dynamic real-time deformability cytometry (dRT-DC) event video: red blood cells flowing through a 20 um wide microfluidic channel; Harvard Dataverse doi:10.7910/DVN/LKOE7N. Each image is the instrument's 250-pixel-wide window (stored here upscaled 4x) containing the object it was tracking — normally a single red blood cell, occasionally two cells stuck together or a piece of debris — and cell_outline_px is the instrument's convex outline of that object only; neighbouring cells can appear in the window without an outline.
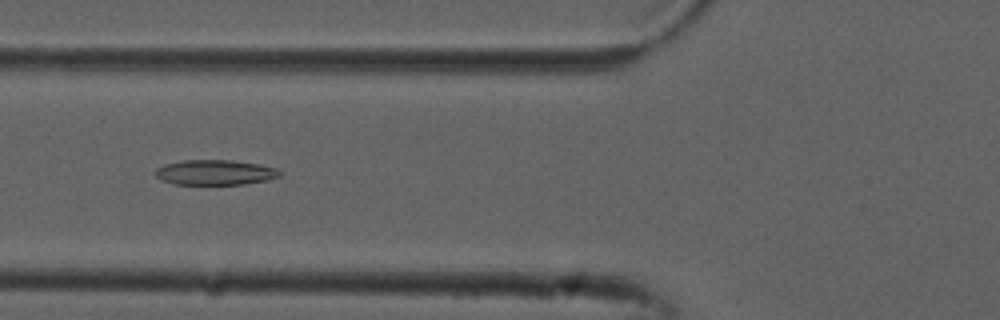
{"species": "common noctule bat (a hibernating species)", "species_latin": "Nyctalus noctula", "temperature_condition": "cold", "stored_images_in_passage": 40, "camera_frame_rate_fps": 3000, "um_per_image_px": 0.085, "animal": {"sex": "male", "forearm_length_mm": 52.5}, "frame": {"image": 1, "passage_image": 7, "time_ms": 2.0, "image_size_px": [1000, 320], "cell_outline_px": [[280, 176], [268, 180], [244, 184], [172, 184], [160, 180], [156, 176], [156, 168], [164, 164], [184, 160], [232, 160], [256, 164], [276, 168], [280, 172]], "centroid_in_image_um": [18.25, 14.66], "position_along_channel_um": 107.6, "area_um2": 18.15}}
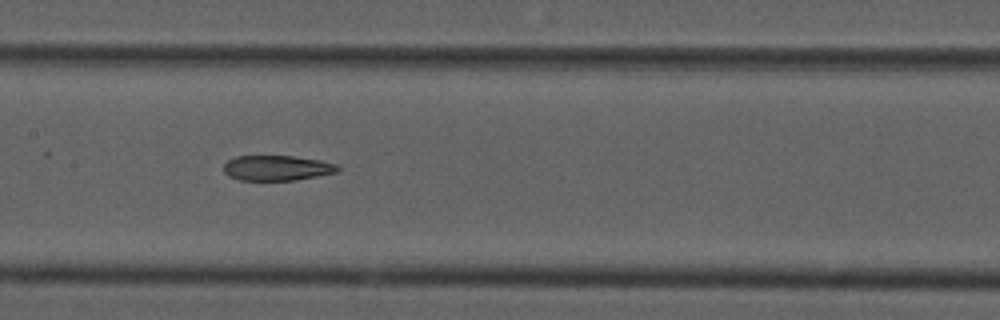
{"frame": {"image": 2, "passage_image": 13, "time_ms": 4.0, "image_size_px": [1000, 320], "cell_outline_px": [[340, 168], [336, 172], [296, 180], [240, 180], [228, 176], [224, 172], [224, 164], [228, 160], [236, 156], [292, 156], [320, 160], [340, 164]], "centroid_in_image_um": [23.55, 14.27], "position_along_channel_um": 183.9, "area_um2": 16.76}}
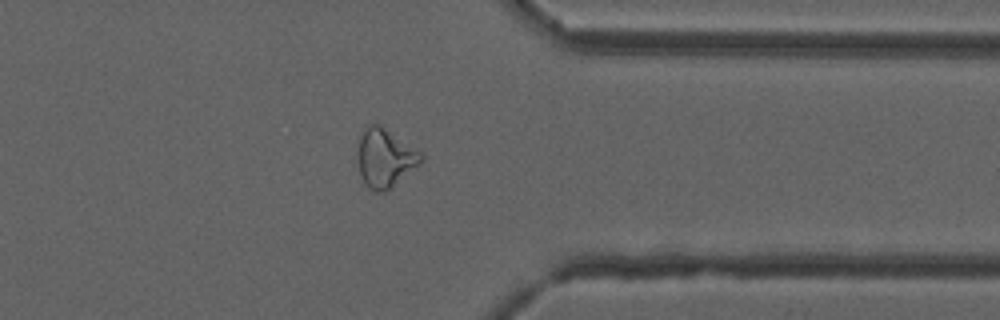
{"frame": {"image": 3, "passage_image": 29, "time_ms": 9.333, "image_size_px": [1000, 320], "cell_outline_px": [[424, 156], [420, 164], [392, 188], [384, 192], [376, 192], [368, 188], [364, 184], [360, 172], [360, 136], [368, 124], [380, 124], [420, 152]], "centroid_in_image_um": [32.76, 13.46], "position_along_channel_um": 378.6, "area_um2": 21.21}, "authors_computed_cell_mechanics": {"area_um2": 18.496, "velocity_mm_per_s": 3.7947, "shape_relaxation_time_tau1_ms": null, "shape_relaxation_time_tau2_ms": 3.0519, "deformation_change_tau1": null, "deformation_change_tau2": 0.1231}}